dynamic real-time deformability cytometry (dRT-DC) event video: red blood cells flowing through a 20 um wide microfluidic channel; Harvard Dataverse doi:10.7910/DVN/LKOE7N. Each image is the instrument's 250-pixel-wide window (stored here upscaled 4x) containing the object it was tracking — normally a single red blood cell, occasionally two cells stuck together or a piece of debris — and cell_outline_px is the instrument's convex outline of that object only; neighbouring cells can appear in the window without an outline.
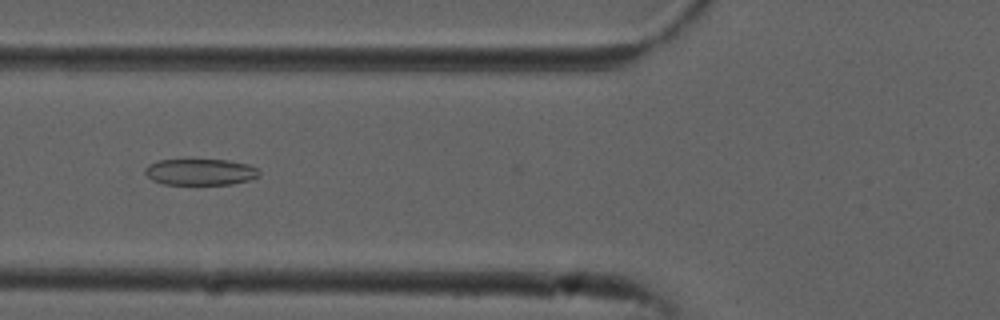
{"species": "common noctule bat (a hibernating species)", "species_latin": "Nyctalus noctula", "temperature_condition": "cold", "stored_images_in_passage": 32, "camera_frame_rate_fps": 3000, "um_per_image_px": 0.085, "animal": {"sex": "male", "forearm_length_mm": 52.5}, "frame": {"image": 1, "passage_image": 4, "time_ms": 1.0, "image_size_px": [1000, 320], "cell_outline_px": [[260, 176], [248, 180], [232, 184], [164, 184], [152, 180], [144, 172], [144, 168], [148, 164], [160, 160], [228, 160], [248, 164], [256, 168], [260, 172]], "centroid_in_image_um": [17.02, 14.62], "position_along_channel_um": 108.8, "area_um2": 17.46}}
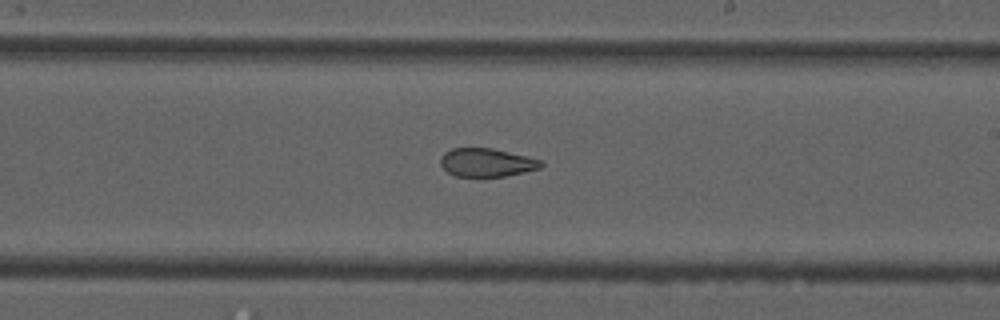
{"frame": {"image": 2, "passage_image": 15, "time_ms": 4.667, "image_size_px": [1000, 320], "cell_outline_px": [[544, 164], [540, 168], [524, 172], [504, 176], [456, 176], [448, 172], [440, 164], [440, 156], [444, 152], [452, 148], [492, 148], [540, 160]], "centroid_in_image_um": [41.32, 13.81], "position_along_channel_um": 247.7, "area_um2": 16.42}}
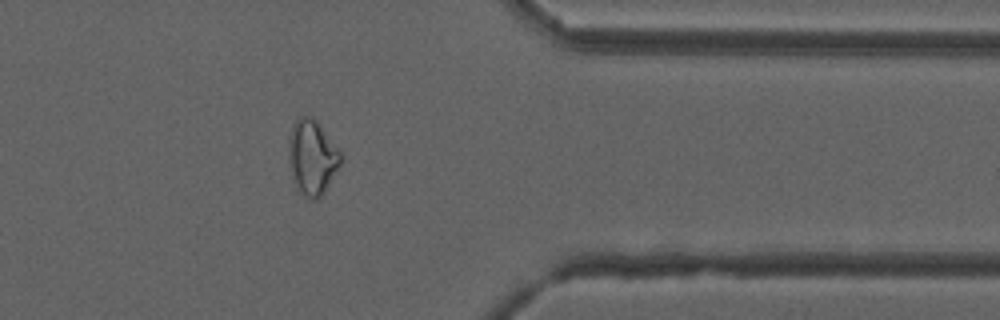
{"frame": {"image": 3, "passage_image": 27, "time_ms": 8.667, "image_size_px": [1000, 320], "cell_outline_px": [[344, 160], [324, 192], [316, 200], [312, 200], [300, 192], [296, 188], [288, 156], [288, 136], [292, 124], [300, 116], [312, 116], [320, 124], [344, 156]], "centroid_in_image_um": [26.55, 13.34], "position_along_channel_um": 384.9, "area_um2": 23.0}}